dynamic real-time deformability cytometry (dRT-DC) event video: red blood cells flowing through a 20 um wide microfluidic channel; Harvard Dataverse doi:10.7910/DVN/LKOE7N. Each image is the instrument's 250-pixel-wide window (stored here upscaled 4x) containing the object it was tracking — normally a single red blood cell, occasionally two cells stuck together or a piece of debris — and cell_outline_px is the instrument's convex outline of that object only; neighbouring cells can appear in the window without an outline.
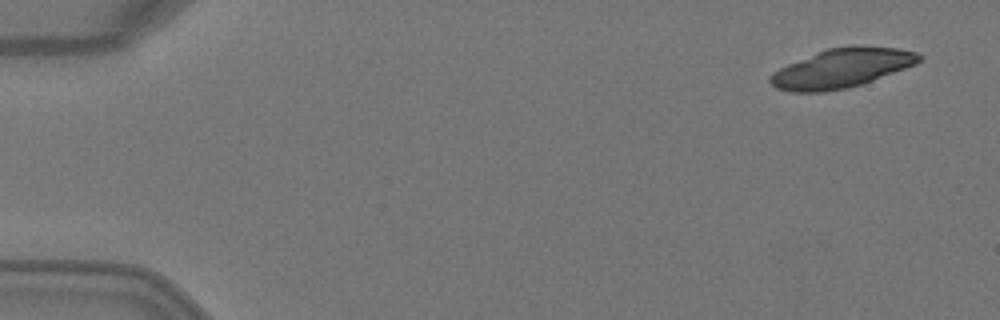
{"species": "Egyptian fruit bat (a non-hibernating species)", "species_latin": "Rousettus aegyptiacus", "temperature_condition": "warm", "stored_images_in_passage": 4, "camera_frame_rate_fps": 3000, "um_per_image_px": 0.085, "animal": {"sex": "female"}, "frame": {"image": 1, "passage_image": 1, "time_ms": 0.0, "image_size_px": [1000, 320], "cell_outline_px": [[924, 56], [916, 64], [864, 84], [848, 88], [824, 92], [792, 92], [776, 88], [768, 80], [768, 76], [772, 72], [788, 64], [816, 52], [828, 48], [900, 48], [916, 52]], "centroid_in_image_um": [71.52, 5.84], "position_along_channel_um": 13.5, "area_um2": 33.41}}
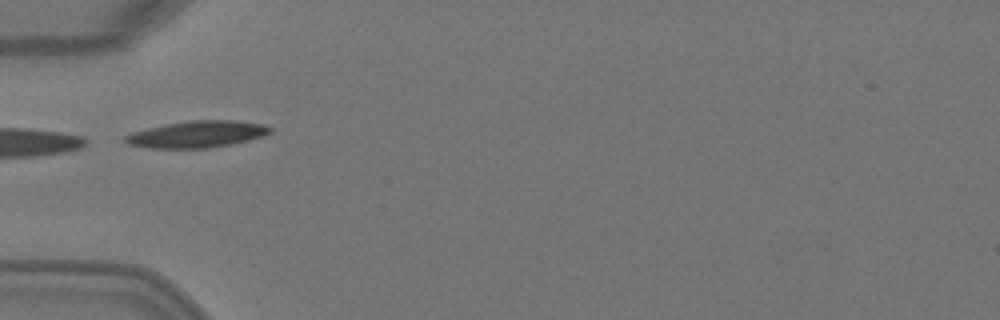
{"frame": {"image": 2, "passage_image": 4, "time_ms": 1.0, "image_size_px": [1000, 320], "cell_outline_px": [[272, 132], [264, 136], [248, 140], [208, 148], [152, 148], [128, 144], [124, 140], [124, 136], [132, 132], [164, 124], [188, 120], [236, 120], [264, 124], [272, 128]], "centroid_in_image_um": [16.77, 11.4], "position_along_channel_um": 68.2, "area_um2": 22.54}}